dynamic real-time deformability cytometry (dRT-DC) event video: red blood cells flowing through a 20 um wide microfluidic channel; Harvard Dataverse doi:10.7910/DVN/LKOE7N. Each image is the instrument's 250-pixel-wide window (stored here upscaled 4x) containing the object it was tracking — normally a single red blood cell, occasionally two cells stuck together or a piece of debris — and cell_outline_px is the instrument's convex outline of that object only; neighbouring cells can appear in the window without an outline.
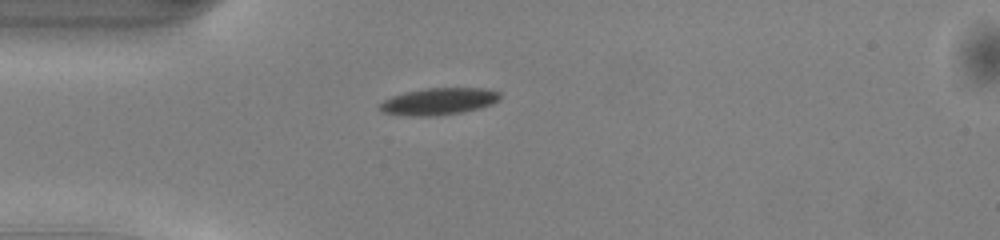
{"species": "common noctule bat (a hibernating species)", "species_latin": "Nyctalus noctula", "temperature_condition": "warm", "stored_images_in_passage": 31, "camera_frame_rate_fps": 3000, "um_per_image_px": 0.085, "animal": {"sex": "male", "body_mass_g": 13.0, "forearm_length_mm": 53.1}, "frame": {"image": 1, "passage_image": 1, "time_ms": 0.0, "image_size_px": [1000, 240], "cell_outline_px": [[500, 100], [492, 104], [480, 108], [460, 112], [436, 116], [408, 116], [380, 112], [376, 108], [384, 100], [392, 96], [404, 92], [424, 88], [488, 88], [500, 92]], "centroid_in_image_um": [37.27, 8.62], "position_along_channel_um": 47.7, "area_um2": 19.13}}
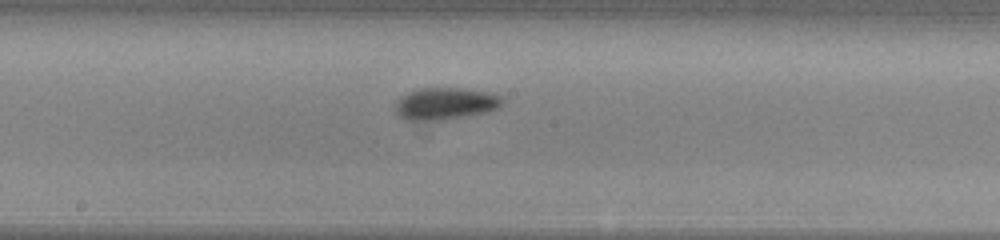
{"frame": {"image": 2, "passage_image": 14, "time_ms": 4.333, "image_size_px": [1000, 240], "cell_outline_px": [[504, 104], [500, 108], [484, 112], [444, 120], [404, 120], [396, 112], [396, 104], [400, 96], [408, 92], [420, 88], [464, 88], [484, 92], [500, 96], [504, 100]], "centroid_in_image_um": [37.85, 8.81], "position_along_channel_um": 210.4, "area_um2": 19.88}}
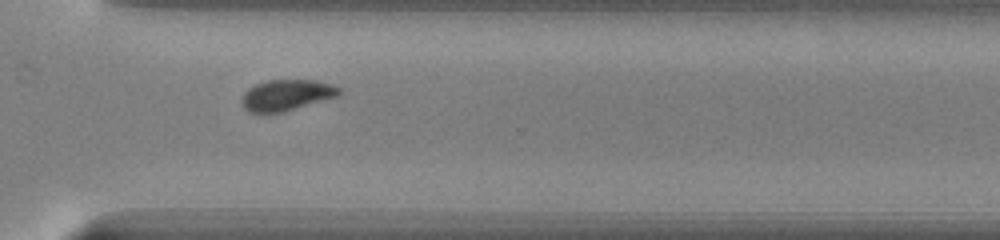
{"frame": {"image": 3, "passage_image": 24, "time_ms": 7.667, "image_size_px": [1000, 240], "cell_outline_px": [[340, 92], [336, 96], [284, 112], [248, 112], [244, 108], [244, 92], [248, 88], [256, 84], [268, 80], [316, 80], [332, 84], [340, 88]], "centroid_in_image_um": [24.37, 8.07], "position_along_channel_um": 346.2, "area_um2": 17.22}, "authors_computed_cell_mechanics": {"area_um2": 19.5942, "velocity_mm_per_s": 4.0723, "shape_relaxation_time_tau1_ms": 2.5289, "shape_relaxation_time_tau2_ms": 3.0923, "deformation_change_tau1": 0.1295, "deformation_change_tau2": 0.0812}}